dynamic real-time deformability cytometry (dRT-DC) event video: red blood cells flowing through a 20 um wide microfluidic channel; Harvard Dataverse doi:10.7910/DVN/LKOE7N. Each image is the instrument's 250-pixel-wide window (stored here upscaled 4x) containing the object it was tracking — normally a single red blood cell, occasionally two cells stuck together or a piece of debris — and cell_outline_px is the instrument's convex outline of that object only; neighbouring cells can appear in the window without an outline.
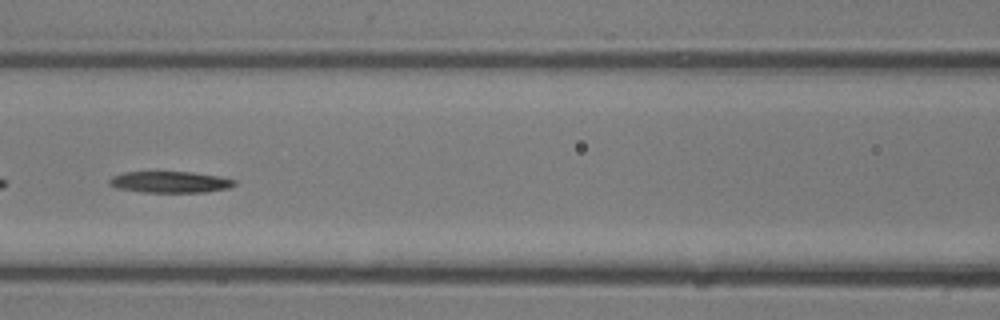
{"species": "common noctule bat (a hibernating species)", "species_latin": "Nyctalus noctula", "temperature_condition": "room temperature", "stored_images_in_passage": 26, "camera_frame_rate_fps": 3000, "um_per_image_px": 0.085, "animal": {"sex": "male", "body_mass_g": 13.3}, "frame": {"image": 1, "passage_image": 8, "time_ms": 2.333, "image_size_px": [1000, 320], "cell_outline_px": [[236, 184], [228, 188], [204, 192], [140, 192], [116, 188], [108, 184], [108, 180], [112, 176], [124, 172], [192, 172], [220, 176], [236, 180]], "centroid_in_image_um": [14.43, 15.47], "position_along_channel_um": 152.2, "area_um2": 15.66}}
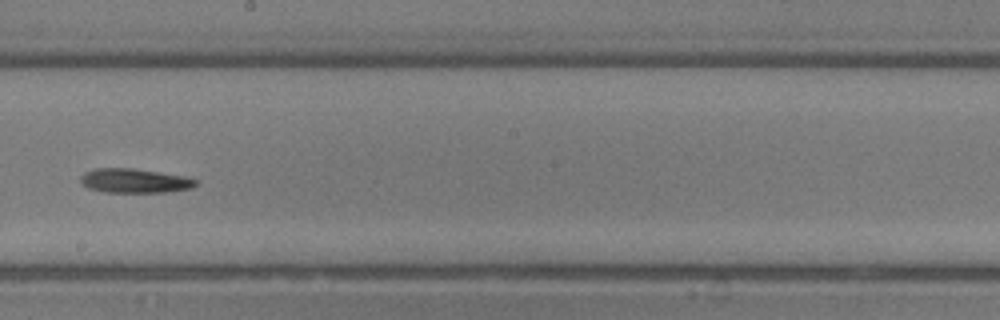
{"frame": {"image": 2, "passage_image": 12, "time_ms": 3.667, "image_size_px": [1000, 320], "cell_outline_px": [[196, 184], [192, 188], [164, 192], [104, 192], [88, 188], [80, 180], [80, 176], [84, 172], [96, 168], [132, 168], [184, 176], [196, 180]], "centroid_in_image_um": [11.4, 15.36], "position_along_channel_um": 236.8, "area_um2": 16.13}}
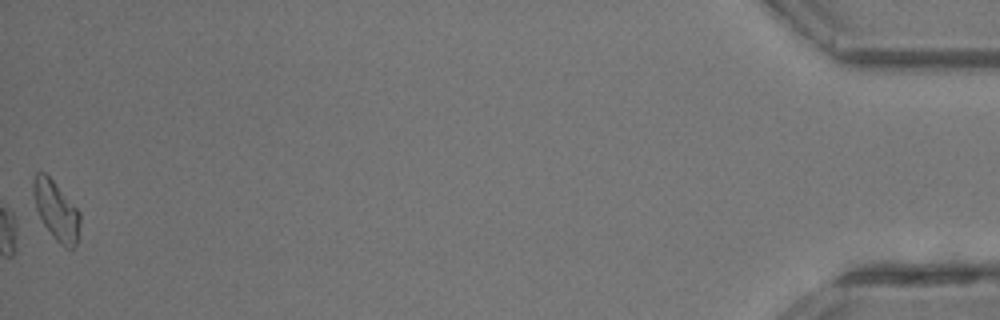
{"frame": {"image": 3, "passage_image": 26, "time_ms": 8.333, "image_size_px": [1000, 320], "cell_outline_px": [[80, 240], [72, 248], [64, 248], [56, 240], [44, 224], [36, 208], [32, 192], [32, 184], [36, 172], [44, 172], [56, 184], [80, 212]], "centroid_in_image_um": [4.8, 17.93], "position_along_channel_um": 430.4, "area_um2": 16.07}}